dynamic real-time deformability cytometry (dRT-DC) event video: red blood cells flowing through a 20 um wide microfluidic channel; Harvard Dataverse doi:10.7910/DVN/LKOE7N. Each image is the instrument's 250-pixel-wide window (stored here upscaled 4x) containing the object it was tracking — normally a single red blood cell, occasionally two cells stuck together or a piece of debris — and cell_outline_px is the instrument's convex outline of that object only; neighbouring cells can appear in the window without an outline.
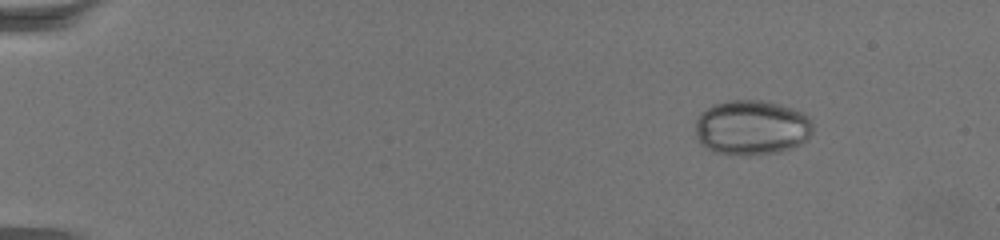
{"species": "common noctule bat (a hibernating species)", "species_latin": "Nyctalus noctula", "temperature_condition": "warm", "stored_images_in_passage": 68, "camera_frame_rate_fps": 3000, "um_per_image_px": 0.085, "animal": {"sex": "female", "body_mass_g": 19.5, "forearm_length_mm": 54.1}, "frame": {"image": 1, "passage_image": 8, "time_ms": 2.333, "image_size_px": [1000, 240], "cell_outline_px": [[812, 132], [808, 140], [792, 148], [780, 152], [712, 152], [700, 144], [696, 140], [696, 120], [712, 104], [728, 100], [760, 100], [792, 108], [800, 112], [812, 124]], "centroid_in_image_um": [63.87, 10.81], "position_along_channel_um": 21.1, "area_um2": 36.7}}
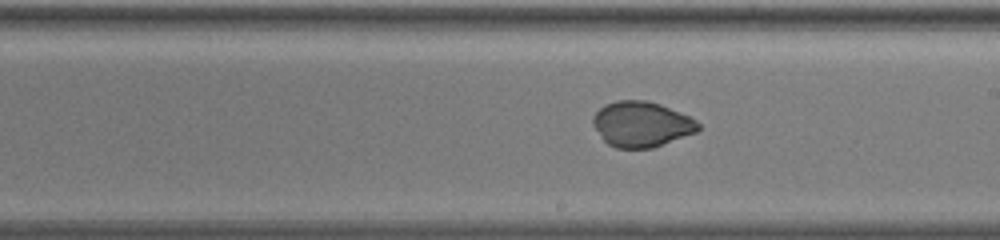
{"frame": {"image": 2, "passage_image": 41, "time_ms": 13.333, "image_size_px": [1000, 240], "cell_outline_px": [[700, 128], [696, 132], [652, 148], [616, 148], [608, 144], [604, 140], [592, 124], [592, 120], [596, 112], [604, 104], [616, 100], [648, 100], [660, 104], [688, 116], [696, 120], [700, 124]], "centroid_in_image_um": [54.51, 10.55], "position_along_channel_um": 234.5, "area_um2": 27.74}}
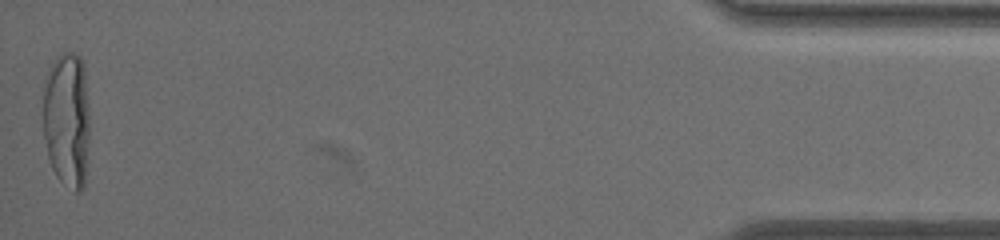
{"frame": {"image": 3, "passage_image": 68, "time_ms": 22.333, "image_size_px": [1000, 240], "cell_outline_px": [[88, 140], [84, 188], [80, 192], [76, 192], [60, 180], [56, 176], [52, 168], [48, 156], [44, 136], [44, 80], [52, 64], [64, 52], [72, 52], [80, 56], [84, 68], [88, 108]], "centroid_in_image_um": [5.69, 10.18], "position_along_channel_um": 429.5, "area_um2": 36.65}}